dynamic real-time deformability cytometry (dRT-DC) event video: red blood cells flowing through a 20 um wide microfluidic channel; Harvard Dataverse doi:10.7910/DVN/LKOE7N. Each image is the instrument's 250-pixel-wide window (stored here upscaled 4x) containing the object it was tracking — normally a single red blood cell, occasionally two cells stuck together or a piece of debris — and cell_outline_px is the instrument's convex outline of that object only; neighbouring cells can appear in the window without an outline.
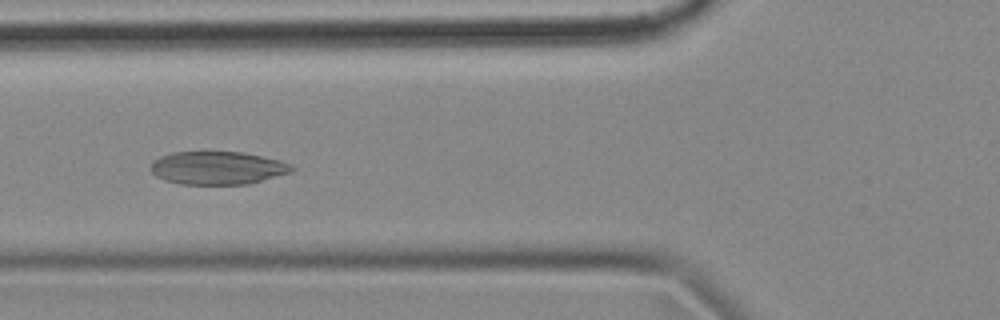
{"species": "common noctule bat (a hibernating species)", "species_latin": "Nyctalus noctula", "temperature_condition": "cold", "stored_images_in_passage": 4, "camera_frame_rate_fps": 3000, "um_per_image_px": 0.085, "animal": {"sex": "female", "body_mass_g": 18.4}, "frame": {"image": 1, "passage_image": 4, "time_ms": 1.0, "image_size_px": [1000, 320], "cell_outline_px": [[296, 168], [292, 172], [248, 184], [180, 184], [164, 180], [156, 176], [152, 172], [152, 160], [160, 156], [172, 152], [244, 152], [280, 160], [292, 164]], "centroid_in_image_um": [18.51, 14.27], "position_along_channel_um": 107.3, "area_um2": 27.28}}